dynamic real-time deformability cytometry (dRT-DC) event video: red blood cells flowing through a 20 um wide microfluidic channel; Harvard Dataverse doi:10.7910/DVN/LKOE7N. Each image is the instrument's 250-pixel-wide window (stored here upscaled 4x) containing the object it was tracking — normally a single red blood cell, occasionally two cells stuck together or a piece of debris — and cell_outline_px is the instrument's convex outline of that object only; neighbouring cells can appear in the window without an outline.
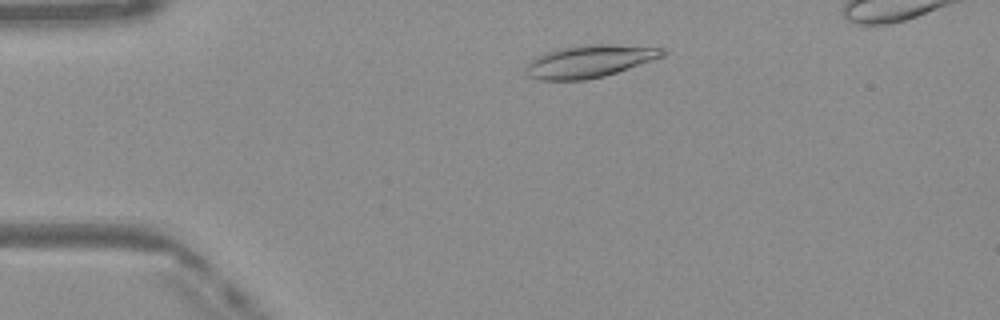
{"species": "Egyptian fruit bat (a non-hibernating species)", "species_latin": "Rousettus aegyptiacus", "temperature_condition": "warm", "stored_images_in_passage": 42, "camera_frame_rate_fps": 3000, "um_per_image_px": 0.085, "frame": {"image": 1, "passage_image": 5, "time_ms": 1.333, "image_size_px": [1000, 320], "cell_outline_px": [[668, 52], [664, 56], [604, 76], [584, 80], [540, 80], [528, 76], [524, 72], [528, 60], [544, 52], [560, 48], [580, 44], [612, 44], [664, 48]], "centroid_in_image_um": [50.06, 5.2], "position_along_channel_um": 34.9, "area_um2": 26.07}}
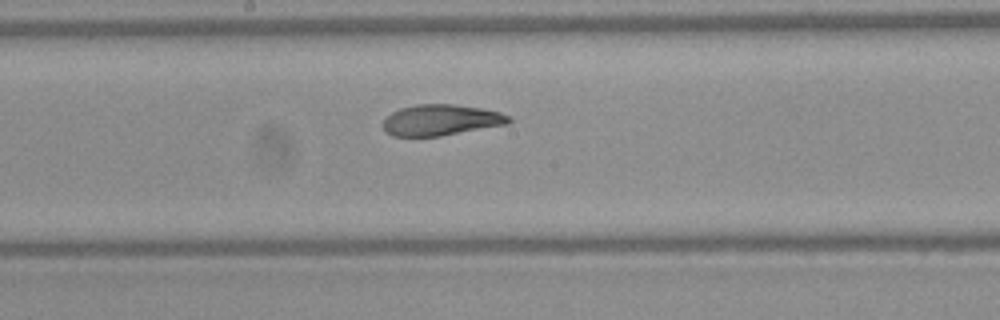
{"frame": {"image": 2, "passage_image": 21, "time_ms": 6.667, "image_size_px": [1000, 320], "cell_outline_px": [[512, 120], [508, 124], [440, 136], [392, 136], [384, 132], [384, 120], [392, 112], [400, 108], [416, 104], [456, 104], [480, 108], [500, 112], [512, 116]], "centroid_in_image_um": [37.5, 10.2], "position_along_channel_um": 210.7, "area_um2": 22.77}}
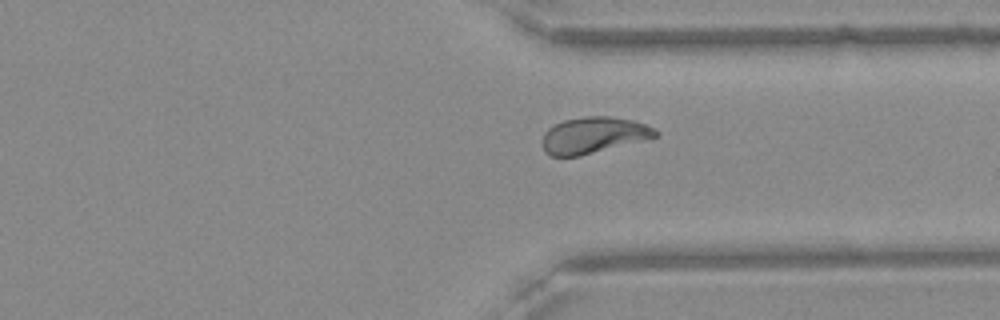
{"frame": {"image": 3, "passage_image": 32, "time_ms": 10.333, "image_size_px": [1000, 320], "cell_outline_px": [[660, 132], [656, 136], [580, 156], [552, 156], [544, 152], [544, 132], [548, 128], [564, 120], [584, 116], [612, 116], [632, 120], [656, 128]], "centroid_in_image_um": [50.44, 11.48], "position_along_channel_um": 361.0, "area_um2": 23.58}, "authors_computed_cell_mechanics": {"area_um2": 23.8425, "velocity_mm_per_s": 4.1061, "shape_relaxation_time_tau1_ms": 8.1118, "shape_relaxation_time_tau2_ms": 1.3746, "deformation_change_tau1": 0.2647, "deformation_change_tau2": 0.0857}}